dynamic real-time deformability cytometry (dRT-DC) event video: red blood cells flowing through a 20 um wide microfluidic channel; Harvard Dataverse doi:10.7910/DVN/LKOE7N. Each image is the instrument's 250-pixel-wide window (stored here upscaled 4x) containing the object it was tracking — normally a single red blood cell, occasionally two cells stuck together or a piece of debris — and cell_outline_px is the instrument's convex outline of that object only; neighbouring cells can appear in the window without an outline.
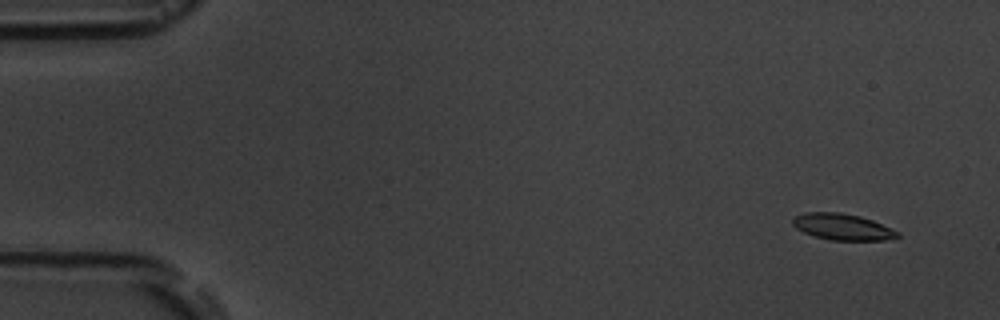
{"species": "common noctule bat (a hibernating species)", "species_latin": "Nyctalus noctula", "temperature_condition": "room temperature", "stored_images_in_passage": 4, "camera_frame_rate_fps": 3000, "um_per_image_px": 0.085, "animal": {"sex": "male", "body_mass_g": 19.5, "forearm_length_mm": 54.6}, "frame": {"image": 1, "passage_image": 1, "time_ms": 0.0, "image_size_px": [1000, 320], "cell_outline_px": [[900, 236], [884, 240], [828, 240], [804, 232], [796, 228], [792, 224], [792, 220], [796, 216], [804, 212], [840, 212], [860, 216], [872, 220], [900, 232]], "centroid_in_image_um": [71.61, 19.28], "position_along_channel_um": 13.4, "area_um2": 16.01}}
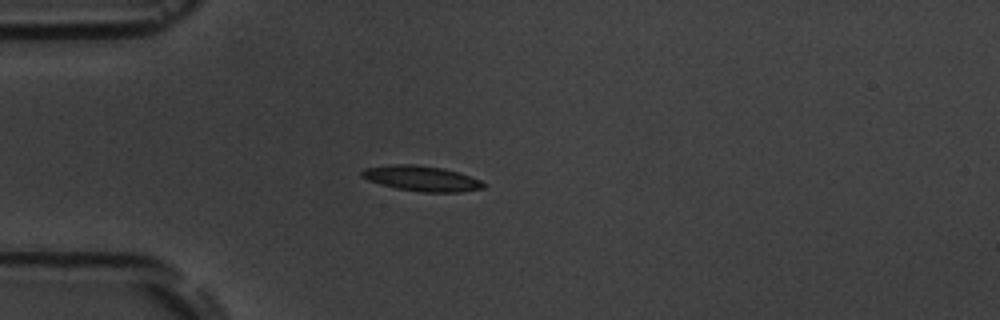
{"frame": {"image": 2, "passage_image": 4, "time_ms": 4.0, "image_size_px": [1000, 320], "cell_outline_px": [[484, 188], [460, 192], [420, 192], [396, 188], [380, 184], [368, 180], [360, 176], [360, 172], [364, 168], [388, 164], [416, 164], [444, 168], [480, 180], [484, 184]], "centroid_in_image_um": [35.77, 15.16], "position_along_channel_um": 49.2, "area_um2": 17.98}}